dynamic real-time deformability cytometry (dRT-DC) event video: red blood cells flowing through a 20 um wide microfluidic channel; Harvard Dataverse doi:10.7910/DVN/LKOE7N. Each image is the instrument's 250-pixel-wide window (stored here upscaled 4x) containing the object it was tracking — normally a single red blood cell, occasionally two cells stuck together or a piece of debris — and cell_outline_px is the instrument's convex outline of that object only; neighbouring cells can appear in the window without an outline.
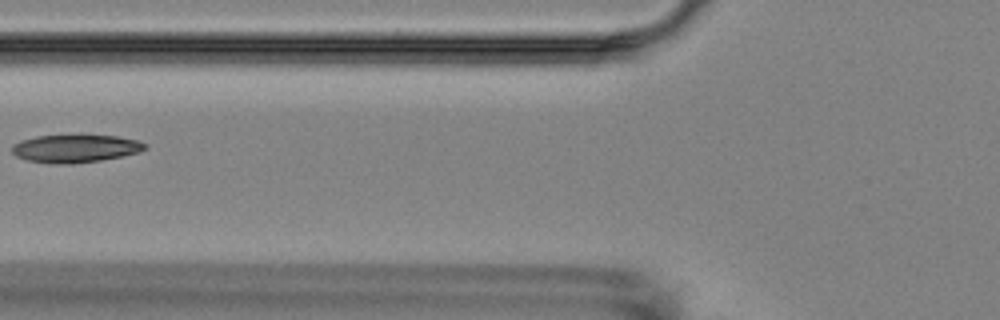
{"species": "Egyptian fruit bat (a non-hibernating species)", "species_latin": "Rousettus aegyptiacus", "temperature_condition": "room temperature", "stored_images_in_passage": 3, "camera_frame_rate_fps": 3000, "um_per_image_px": 0.085, "animal": {"sex": "female"}, "frame": {"image": 1, "passage_image": 3, "time_ms": 3.333, "image_size_px": [1000, 320], "cell_outline_px": [[148, 148], [140, 152], [100, 160], [72, 164], [60, 164], [28, 160], [16, 156], [12, 152], [12, 144], [20, 140], [36, 136], [116, 136], [136, 140], [148, 144]], "centroid_in_image_um": [6.4, 12.63], "position_along_channel_um": 119.4, "area_um2": 21.33}}